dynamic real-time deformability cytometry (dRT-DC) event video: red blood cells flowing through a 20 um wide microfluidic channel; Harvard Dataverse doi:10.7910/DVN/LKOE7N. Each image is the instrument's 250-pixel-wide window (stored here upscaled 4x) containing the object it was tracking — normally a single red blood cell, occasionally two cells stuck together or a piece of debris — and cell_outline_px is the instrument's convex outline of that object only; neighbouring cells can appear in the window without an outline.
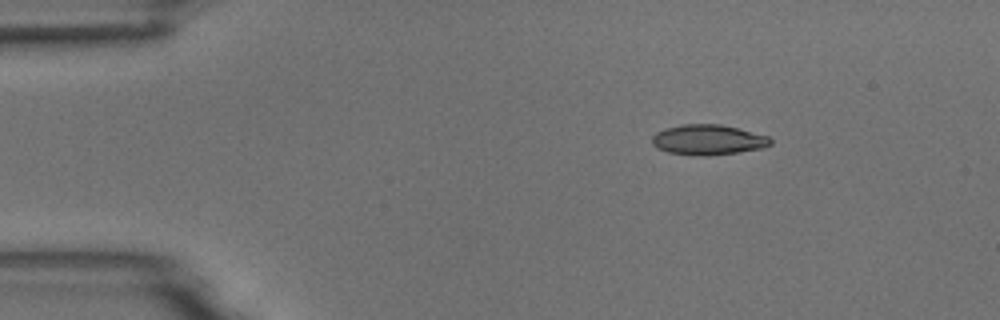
{"species": "common noctule bat (a hibernating species)", "species_latin": "Nyctalus noctula", "temperature_condition": "room temperature", "stored_images_in_passage": 48, "camera_frame_rate_fps": 3000, "um_per_image_px": 0.085, "animal": {"sex": "male", "body_mass_g": 18.8}, "frame": {"image": 1, "passage_image": 1, "time_ms": 0.0, "image_size_px": [1000, 320], "cell_outline_px": [[772, 144], [764, 148], [736, 152], [704, 156], [700, 156], [668, 152], [656, 148], [652, 144], [652, 136], [656, 132], [664, 128], [680, 124], [720, 124], [768, 136], [772, 140]], "centroid_in_image_um": [60.15, 11.88], "position_along_channel_um": 24.8, "area_um2": 20.87}}
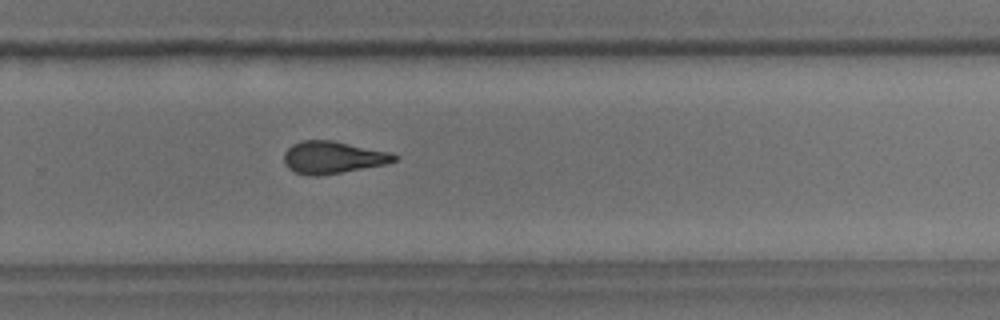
{"frame": {"image": 2, "passage_image": 29, "time_ms": 9.333, "image_size_px": [1000, 320], "cell_outline_px": [[400, 156], [396, 160], [384, 164], [340, 172], [316, 176], [308, 176], [296, 172], [288, 168], [284, 164], [284, 152], [292, 144], [300, 140], [332, 140], [392, 152]], "centroid_in_image_um": [28.27, 13.36], "position_along_channel_um": 301.5, "area_um2": 20.75}}
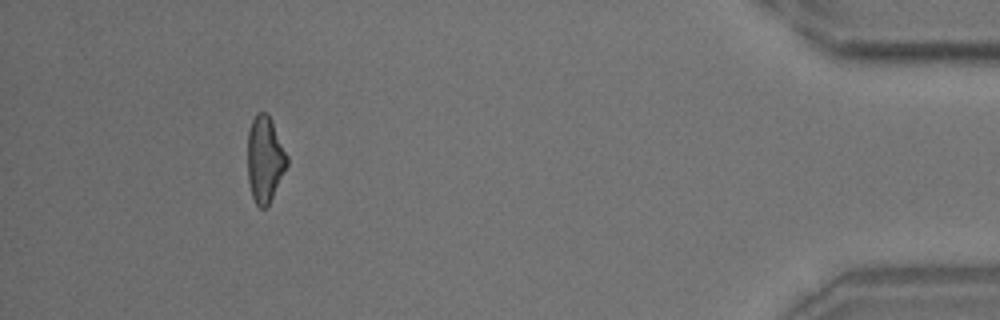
{"frame": {"image": 3, "passage_image": 43, "time_ms": 14.0, "image_size_px": [1000, 320], "cell_outline_px": [[288, 164], [268, 204], [264, 208], [260, 208], [256, 204], [252, 196], [248, 180], [248, 132], [252, 120], [256, 112], [268, 112], [288, 156]], "centroid_in_image_um": [22.51, 13.49], "position_along_channel_um": 412.7, "area_um2": 19.65}, "authors_computed_cell_mechanics": {"area_um2": 20.8369, "velocity_mm_per_s": 3.687, "shape_relaxation_time_tau1_ms": 9.518, "shape_relaxation_time_tau2_ms": 2.9954, "deformation_change_tau1": 0.2228, "deformation_change_tau2": 0.1141}}